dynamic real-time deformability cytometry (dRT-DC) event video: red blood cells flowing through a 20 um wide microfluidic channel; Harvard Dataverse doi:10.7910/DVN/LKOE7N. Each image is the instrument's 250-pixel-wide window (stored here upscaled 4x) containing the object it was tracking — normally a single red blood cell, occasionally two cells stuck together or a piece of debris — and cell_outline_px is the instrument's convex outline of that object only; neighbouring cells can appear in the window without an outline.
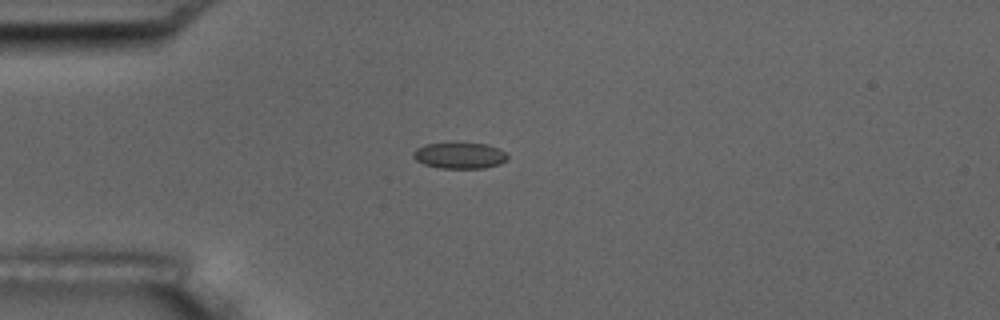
{"species": "common noctule bat (a hibernating species)", "species_latin": "Nyctalus noctula", "temperature_condition": "room temperature", "stored_images_in_passage": 5, "camera_frame_rate_fps": 3000, "um_per_image_px": 0.085, "animal": {"sex": "male", "body_mass_g": 17.5, "forearm_length_mm": 52.3}, "frame": {"image": 1, "passage_image": 4, "time_ms": 3.333, "image_size_px": [1000, 320], "cell_outline_px": [[508, 160], [500, 164], [484, 168], [440, 168], [424, 164], [416, 160], [412, 156], [412, 152], [416, 148], [424, 144], [456, 140], [488, 144], [500, 148], [508, 156]], "centroid_in_image_um": [39.06, 13.16], "position_along_channel_um": 45.9, "area_um2": 15.2}}
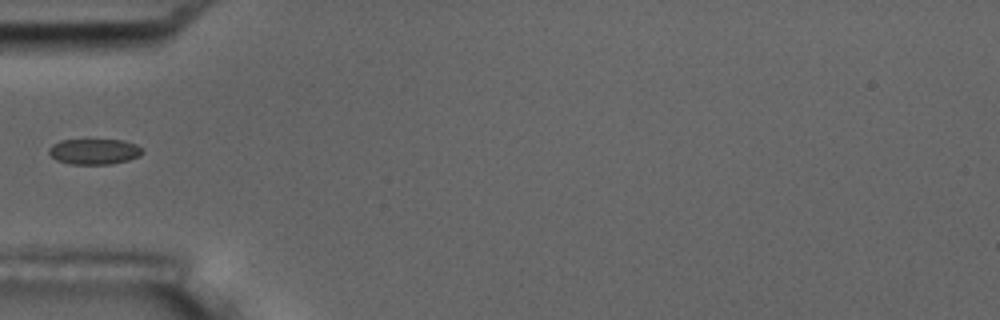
{"frame": {"image": 2, "passage_image": 5, "time_ms": 4.667, "image_size_px": [1000, 320], "cell_outline_px": [[144, 152], [140, 156], [128, 160], [112, 164], [72, 164], [56, 160], [48, 152], [48, 148], [52, 144], [60, 140], [124, 140], [136, 144], [144, 148]], "centroid_in_image_um": [8.04, 12.88], "position_along_channel_um": 77.0, "area_um2": 14.1}}